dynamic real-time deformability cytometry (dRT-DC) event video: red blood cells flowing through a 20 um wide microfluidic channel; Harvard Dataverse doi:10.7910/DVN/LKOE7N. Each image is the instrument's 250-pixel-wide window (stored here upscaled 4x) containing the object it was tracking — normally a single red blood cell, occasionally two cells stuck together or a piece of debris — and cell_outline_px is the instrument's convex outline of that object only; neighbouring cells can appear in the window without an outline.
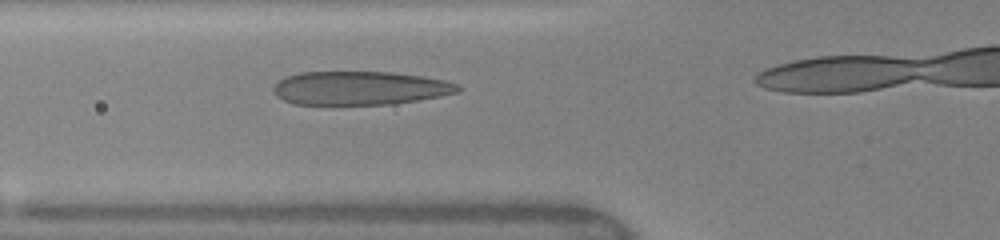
{"species": "human", "species_latin": "Homo sapiens", "temperature_condition": "warm", "stored_images_in_passage": 9, "segment_of_instrument_passage": [1, 2], "camera_frame_rate_fps": 3000, "um_per_image_px": 0.085, "donor": {"sex": "female"}, "frame": {"image": 1, "passage_image": 6, "time_ms": 2.667, "image_size_px": [1000, 240], "cell_outline_px": [[464, 88], [460, 92], [440, 96], [392, 104], [292, 104], [276, 96], [272, 92], [272, 88], [284, 76], [300, 72], [392, 72], [420, 76], [444, 80], [456, 84]], "centroid_in_image_um": [30.57, 7.48], "position_along_channel_um": 95.2, "area_um2": 36.18}}
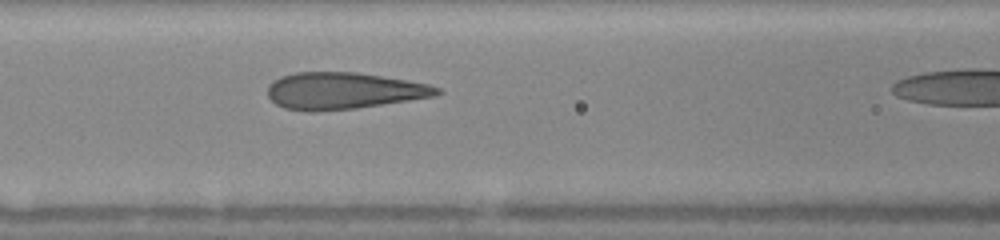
{"frame": {"image": 2, "passage_image": 8, "time_ms": 3.667, "image_size_px": [1000, 240], "cell_outline_px": [[444, 92], [436, 96], [356, 108], [312, 112], [308, 112], [284, 108], [276, 104], [268, 96], [268, 84], [272, 80], [280, 76], [296, 72], [356, 72], [428, 84], [440, 88]], "centroid_in_image_um": [29.16, 7.72], "position_along_channel_um": 137.4, "area_um2": 36.3}}